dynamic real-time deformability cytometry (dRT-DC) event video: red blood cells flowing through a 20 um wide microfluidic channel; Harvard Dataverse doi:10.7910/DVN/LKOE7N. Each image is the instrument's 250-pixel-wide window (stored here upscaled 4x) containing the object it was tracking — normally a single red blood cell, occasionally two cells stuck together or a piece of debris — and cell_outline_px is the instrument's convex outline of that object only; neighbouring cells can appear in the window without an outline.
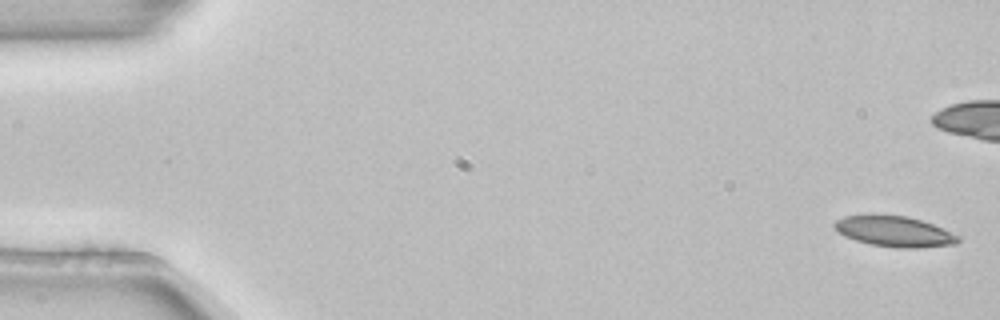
{"species": "common noctule bat (a hibernating species)", "species_latin": "Nyctalus noctula", "temperature_condition": "room temperature", "stored_images_in_passage": 5, "camera_frame_rate_fps": 3000, "um_per_image_px": 0.085, "animal": {"sex": "female", "body_mass_g": 22.7, "forearm_length_mm": 54.2}, "frame": {"image": 1, "passage_image": 1, "time_ms": 0.0, "image_size_px": [1000, 320], "cell_outline_px": [[960, 240], [956, 244], [916, 248], [896, 248], [872, 244], [856, 240], [844, 236], [832, 224], [836, 220], [844, 216], [868, 212], [908, 216], [932, 224], [960, 236]], "centroid_in_image_um": [75.98, 19.63], "position_along_channel_um": 9.0, "area_um2": 22.48}}